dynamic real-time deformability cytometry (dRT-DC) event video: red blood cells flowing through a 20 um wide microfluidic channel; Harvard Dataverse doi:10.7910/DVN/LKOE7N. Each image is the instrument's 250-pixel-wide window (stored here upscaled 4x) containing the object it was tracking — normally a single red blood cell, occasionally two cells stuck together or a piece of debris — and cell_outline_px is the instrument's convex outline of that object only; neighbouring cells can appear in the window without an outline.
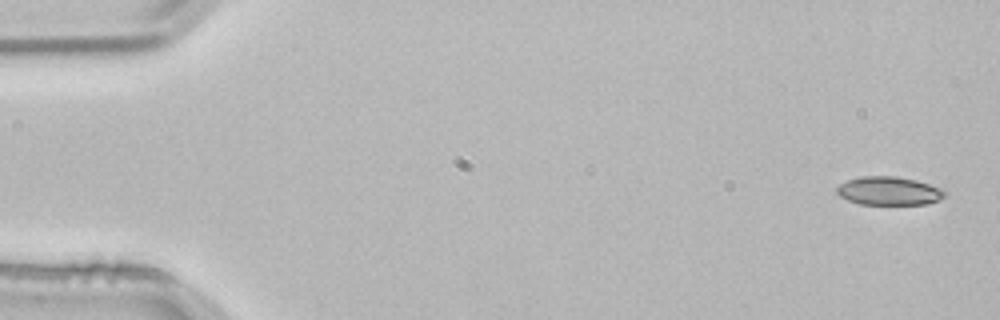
{"species": "common noctule bat (a hibernating species)", "species_latin": "Nyctalus noctula", "temperature_condition": "room temperature", "stored_images_in_passage": 3, "camera_frame_rate_fps": 3000, "um_per_image_px": 0.085, "animal": {"sex": "male", "body_mass_g": 21.5, "forearm_length_mm": 52.0}, "frame": {"image": 1, "passage_image": 1, "time_ms": 0.0, "image_size_px": [1000, 320], "cell_outline_px": [[948, 192], [940, 200], [928, 204], [860, 204], [848, 200], [840, 196], [836, 192], [836, 188], [840, 184], [848, 180], [860, 176], [892, 176], [916, 180], [944, 188]], "centroid_in_image_um": [75.6, 16.23], "position_along_channel_um": 9.4, "area_um2": 18.03}}
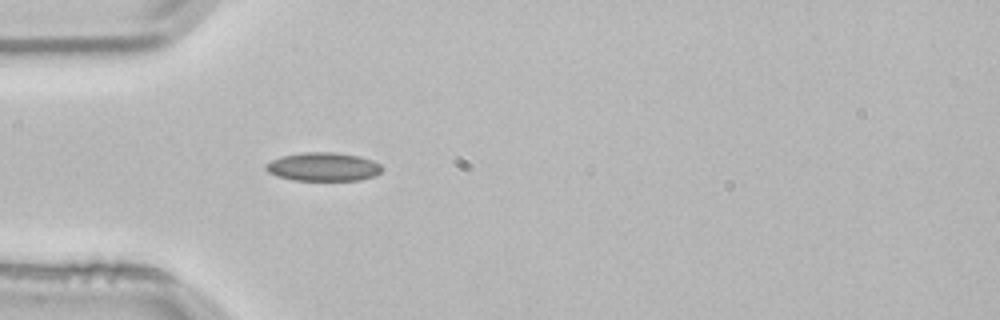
{"frame": {"image": 2, "passage_image": 3, "time_ms": 0.667, "image_size_px": [1000, 320], "cell_outline_px": [[384, 168], [376, 176], [360, 180], [292, 180], [268, 172], [264, 168], [264, 164], [280, 156], [304, 152], [336, 152], [360, 156], [372, 160], [380, 164]], "centroid_in_image_um": [27.49, 14.17], "position_along_channel_um": 57.5, "area_um2": 19.48}}